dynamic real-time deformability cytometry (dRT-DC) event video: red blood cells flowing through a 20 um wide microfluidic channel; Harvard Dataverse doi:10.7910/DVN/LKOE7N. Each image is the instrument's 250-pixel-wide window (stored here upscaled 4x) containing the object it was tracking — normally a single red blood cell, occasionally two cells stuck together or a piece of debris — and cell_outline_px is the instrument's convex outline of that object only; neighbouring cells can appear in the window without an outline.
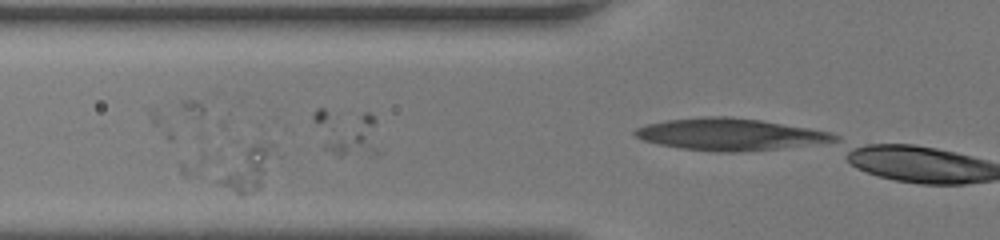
{"species": "human", "species_latin": "Homo sapiens", "temperature_condition": "room temperature", "stored_images_in_passage": 23, "camera_frame_rate_fps": 3000, "um_per_image_px": 0.085, "donor": {"sex": "female"}, "frame": {"image": 1, "passage_image": 5, "time_ms": 1.333, "image_size_px": [1000, 240], "cell_outline_px": [[280, 156], [260, 184], [256, 188], [240, 196], [216, 180], [232, 140], [236, 140], [276, 144]], "centroid_in_image_um": [21.0, 14.05], "position_along_channel_um": 104.8, "area_um2": 16.82}}
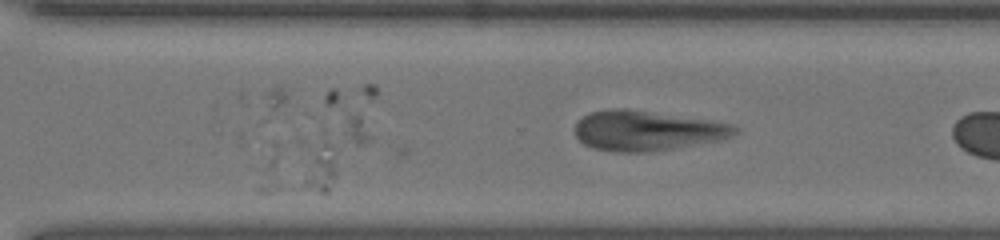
{"frame": {"image": 2, "passage_image": 22, "time_ms": 7.0, "image_size_px": [1000, 240], "cell_outline_px": [[372, 140], [328, 192], [320, 192], [304, 188], [300, 184], [300, 136], [348, 116], [360, 116], [372, 136]], "centroid_in_image_um": [28.17, 12.93], "position_along_channel_um": 342.4, "area_um2": 26.53}}